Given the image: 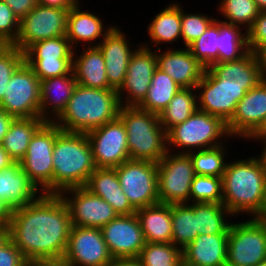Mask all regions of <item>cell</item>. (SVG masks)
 <instances>
[{
    "mask_svg": "<svg viewBox=\"0 0 266 266\" xmlns=\"http://www.w3.org/2000/svg\"><path fill=\"white\" fill-rule=\"evenodd\" d=\"M118 117L122 120L128 141L130 159L158 163L167 150V132L159 115L138 106H121Z\"/></svg>",
    "mask_w": 266,
    "mask_h": 266,
    "instance_id": "8992f818",
    "label": "cell"
},
{
    "mask_svg": "<svg viewBox=\"0 0 266 266\" xmlns=\"http://www.w3.org/2000/svg\"><path fill=\"white\" fill-rule=\"evenodd\" d=\"M63 258L71 266H108L112 261L101 228L72 226Z\"/></svg>",
    "mask_w": 266,
    "mask_h": 266,
    "instance_id": "ac0fdd59",
    "label": "cell"
},
{
    "mask_svg": "<svg viewBox=\"0 0 266 266\" xmlns=\"http://www.w3.org/2000/svg\"><path fill=\"white\" fill-rule=\"evenodd\" d=\"M73 52L74 49L65 35L33 43L24 51V61L41 81L70 74Z\"/></svg>",
    "mask_w": 266,
    "mask_h": 266,
    "instance_id": "7c38bea8",
    "label": "cell"
},
{
    "mask_svg": "<svg viewBox=\"0 0 266 266\" xmlns=\"http://www.w3.org/2000/svg\"><path fill=\"white\" fill-rule=\"evenodd\" d=\"M171 219V242L180 249H184L198 236L196 203L171 204Z\"/></svg>",
    "mask_w": 266,
    "mask_h": 266,
    "instance_id": "e575fe53",
    "label": "cell"
},
{
    "mask_svg": "<svg viewBox=\"0 0 266 266\" xmlns=\"http://www.w3.org/2000/svg\"><path fill=\"white\" fill-rule=\"evenodd\" d=\"M222 178L197 175L191 183L190 203H222Z\"/></svg>",
    "mask_w": 266,
    "mask_h": 266,
    "instance_id": "60d3db41",
    "label": "cell"
},
{
    "mask_svg": "<svg viewBox=\"0 0 266 266\" xmlns=\"http://www.w3.org/2000/svg\"><path fill=\"white\" fill-rule=\"evenodd\" d=\"M188 48L205 68L218 63V18Z\"/></svg>",
    "mask_w": 266,
    "mask_h": 266,
    "instance_id": "ab89813d",
    "label": "cell"
},
{
    "mask_svg": "<svg viewBox=\"0 0 266 266\" xmlns=\"http://www.w3.org/2000/svg\"><path fill=\"white\" fill-rule=\"evenodd\" d=\"M260 57L263 64L264 74L266 76V48L260 53Z\"/></svg>",
    "mask_w": 266,
    "mask_h": 266,
    "instance_id": "91938a15",
    "label": "cell"
},
{
    "mask_svg": "<svg viewBox=\"0 0 266 266\" xmlns=\"http://www.w3.org/2000/svg\"><path fill=\"white\" fill-rule=\"evenodd\" d=\"M250 141H260L264 142L266 141V120L261 126V128L250 138Z\"/></svg>",
    "mask_w": 266,
    "mask_h": 266,
    "instance_id": "9f6ffc18",
    "label": "cell"
},
{
    "mask_svg": "<svg viewBox=\"0 0 266 266\" xmlns=\"http://www.w3.org/2000/svg\"><path fill=\"white\" fill-rule=\"evenodd\" d=\"M253 218L266 223V181H265L264 199H263L262 206L259 212Z\"/></svg>",
    "mask_w": 266,
    "mask_h": 266,
    "instance_id": "11a10c76",
    "label": "cell"
},
{
    "mask_svg": "<svg viewBox=\"0 0 266 266\" xmlns=\"http://www.w3.org/2000/svg\"><path fill=\"white\" fill-rule=\"evenodd\" d=\"M26 262L22 252L10 239L0 248V266H23Z\"/></svg>",
    "mask_w": 266,
    "mask_h": 266,
    "instance_id": "bcb514c9",
    "label": "cell"
},
{
    "mask_svg": "<svg viewBox=\"0 0 266 266\" xmlns=\"http://www.w3.org/2000/svg\"><path fill=\"white\" fill-rule=\"evenodd\" d=\"M264 145H263V149L261 150V154H260V157L262 158L264 164H265V168H266V141L262 142Z\"/></svg>",
    "mask_w": 266,
    "mask_h": 266,
    "instance_id": "94428289",
    "label": "cell"
},
{
    "mask_svg": "<svg viewBox=\"0 0 266 266\" xmlns=\"http://www.w3.org/2000/svg\"><path fill=\"white\" fill-rule=\"evenodd\" d=\"M86 135L97 168H115L130 159L126 129L119 117Z\"/></svg>",
    "mask_w": 266,
    "mask_h": 266,
    "instance_id": "2e32d148",
    "label": "cell"
},
{
    "mask_svg": "<svg viewBox=\"0 0 266 266\" xmlns=\"http://www.w3.org/2000/svg\"><path fill=\"white\" fill-rule=\"evenodd\" d=\"M10 239L9 228H0V248Z\"/></svg>",
    "mask_w": 266,
    "mask_h": 266,
    "instance_id": "6f0895ef",
    "label": "cell"
},
{
    "mask_svg": "<svg viewBox=\"0 0 266 266\" xmlns=\"http://www.w3.org/2000/svg\"><path fill=\"white\" fill-rule=\"evenodd\" d=\"M39 192L20 162L13 161L0 170V199L12 210L34 202L42 194Z\"/></svg>",
    "mask_w": 266,
    "mask_h": 266,
    "instance_id": "cb8c5ba5",
    "label": "cell"
},
{
    "mask_svg": "<svg viewBox=\"0 0 266 266\" xmlns=\"http://www.w3.org/2000/svg\"><path fill=\"white\" fill-rule=\"evenodd\" d=\"M102 19L96 13L83 10L79 2L70 9L66 37L74 50L76 48L78 50L79 48L76 46L81 45V43H83L81 46L84 47H97L101 40L115 27L114 24L106 27Z\"/></svg>",
    "mask_w": 266,
    "mask_h": 266,
    "instance_id": "603a6c76",
    "label": "cell"
},
{
    "mask_svg": "<svg viewBox=\"0 0 266 266\" xmlns=\"http://www.w3.org/2000/svg\"><path fill=\"white\" fill-rule=\"evenodd\" d=\"M227 137L231 136L220 117L197 109L187 120L167 132V150L172 152L173 148H178L180 151L174 149L173 152L188 154L226 144Z\"/></svg>",
    "mask_w": 266,
    "mask_h": 266,
    "instance_id": "52a82bcc",
    "label": "cell"
},
{
    "mask_svg": "<svg viewBox=\"0 0 266 266\" xmlns=\"http://www.w3.org/2000/svg\"><path fill=\"white\" fill-rule=\"evenodd\" d=\"M145 243H169L172 239L171 204L157 203L136 211Z\"/></svg>",
    "mask_w": 266,
    "mask_h": 266,
    "instance_id": "f1b7e54d",
    "label": "cell"
},
{
    "mask_svg": "<svg viewBox=\"0 0 266 266\" xmlns=\"http://www.w3.org/2000/svg\"><path fill=\"white\" fill-rule=\"evenodd\" d=\"M120 107L117 90L77 84L65 110L54 123L63 131L88 133L116 119Z\"/></svg>",
    "mask_w": 266,
    "mask_h": 266,
    "instance_id": "277c9868",
    "label": "cell"
},
{
    "mask_svg": "<svg viewBox=\"0 0 266 266\" xmlns=\"http://www.w3.org/2000/svg\"><path fill=\"white\" fill-rule=\"evenodd\" d=\"M13 13L21 20L38 4L37 0H3Z\"/></svg>",
    "mask_w": 266,
    "mask_h": 266,
    "instance_id": "7dc6e473",
    "label": "cell"
},
{
    "mask_svg": "<svg viewBox=\"0 0 266 266\" xmlns=\"http://www.w3.org/2000/svg\"><path fill=\"white\" fill-rule=\"evenodd\" d=\"M242 29L218 19V63L238 60L249 52L247 31Z\"/></svg>",
    "mask_w": 266,
    "mask_h": 266,
    "instance_id": "1f68e13d",
    "label": "cell"
},
{
    "mask_svg": "<svg viewBox=\"0 0 266 266\" xmlns=\"http://www.w3.org/2000/svg\"><path fill=\"white\" fill-rule=\"evenodd\" d=\"M138 45L130 57L124 82L117 90L121 106H139L143 102L153 73L158 68L156 50L144 47L141 43Z\"/></svg>",
    "mask_w": 266,
    "mask_h": 266,
    "instance_id": "e0dca14e",
    "label": "cell"
},
{
    "mask_svg": "<svg viewBox=\"0 0 266 266\" xmlns=\"http://www.w3.org/2000/svg\"><path fill=\"white\" fill-rule=\"evenodd\" d=\"M115 169L123 192L136 210L159 203L157 163L129 159Z\"/></svg>",
    "mask_w": 266,
    "mask_h": 266,
    "instance_id": "8fae6325",
    "label": "cell"
},
{
    "mask_svg": "<svg viewBox=\"0 0 266 266\" xmlns=\"http://www.w3.org/2000/svg\"><path fill=\"white\" fill-rule=\"evenodd\" d=\"M228 216L234 218V215L222 203H196L198 235L229 234L231 219Z\"/></svg>",
    "mask_w": 266,
    "mask_h": 266,
    "instance_id": "d6a6232c",
    "label": "cell"
},
{
    "mask_svg": "<svg viewBox=\"0 0 266 266\" xmlns=\"http://www.w3.org/2000/svg\"><path fill=\"white\" fill-rule=\"evenodd\" d=\"M23 266H31V261H27Z\"/></svg>",
    "mask_w": 266,
    "mask_h": 266,
    "instance_id": "be15d7a7",
    "label": "cell"
},
{
    "mask_svg": "<svg viewBox=\"0 0 266 266\" xmlns=\"http://www.w3.org/2000/svg\"><path fill=\"white\" fill-rule=\"evenodd\" d=\"M38 4L53 8H72L79 0H37Z\"/></svg>",
    "mask_w": 266,
    "mask_h": 266,
    "instance_id": "681fc988",
    "label": "cell"
},
{
    "mask_svg": "<svg viewBox=\"0 0 266 266\" xmlns=\"http://www.w3.org/2000/svg\"><path fill=\"white\" fill-rule=\"evenodd\" d=\"M143 266H183V251L169 243H145L137 257Z\"/></svg>",
    "mask_w": 266,
    "mask_h": 266,
    "instance_id": "74e56055",
    "label": "cell"
},
{
    "mask_svg": "<svg viewBox=\"0 0 266 266\" xmlns=\"http://www.w3.org/2000/svg\"><path fill=\"white\" fill-rule=\"evenodd\" d=\"M44 123L40 117L13 119L2 146L14 161L20 162L25 156L32 136Z\"/></svg>",
    "mask_w": 266,
    "mask_h": 266,
    "instance_id": "4dcf8cb0",
    "label": "cell"
},
{
    "mask_svg": "<svg viewBox=\"0 0 266 266\" xmlns=\"http://www.w3.org/2000/svg\"><path fill=\"white\" fill-rule=\"evenodd\" d=\"M157 165L159 203H190L191 183L196 173L189 154L167 152Z\"/></svg>",
    "mask_w": 266,
    "mask_h": 266,
    "instance_id": "30bf717a",
    "label": "cell"
},
{
    "mask_svg": "<svg viewBox=\"0 0 266 266\" xmlns=\"http://www.w3.org/2000/svg\"><path fill=\"white\" fill-rule=\"evenodd\" d=\"M101 232L112 258H136L145 245L136 213L117 215Z\"/></svg>",
    "mask_w": 266,
    "mask_h": 266,
    "instance_id": "ffe728a7",
    "label": "cell"
},
{
    "mask_svg": "<svg viewBox=\"0 0 266 266\" xmlns=\"http://www.w3.org/2000/svg\"><path fill=\"white\" fill-rule=\"evenodd\" d=\"M217 7L224 22L240 26L245 31L251 27L260 12L254 0H220Z\"/></svg>",
    "mask_w": 266,
    "mask_h": 266,
    "instance_id": "f35d334b",
    "label": "cell"
},
{
    "mask_svg": "<svg viewBox=\"0 0 266 266\" xmlns=\"http://www.w3.org/2000/svg\"><path fill=\"white\" fill-rule=\"evenodd\" d=\"M121 30L115 25L97 46L104 57L108 83L115 90L123 84L130 57L135 51L132 47L134 43H129Z\"/></svg>",
    "mask_w": 266,
    "mask_h": 266,
    "instance_id": "7402d4cb",
    "label": "cell"
},
{
    "mask_svg": "<svg viewBox=\"0 0 266 266\" xmlns=\"http://www.w3.org/2000/svg\"><path fill=\"white\" fill-rule=\"evenodd\" d=\"M108 266H143L136 258H113Z\"/></svg>",
    "mask_w": 266,
    "mask_h": 266,
    "instance_id": "f5cc1de1",
    "label": "cell"
},
{
    "mask_svg": "<svg viewBox=\"0 0 266 266\" xmlns=\"http://www.w3.org/2000/svg\"><path fill=\"white\" fill-rule=\"evenodd\" d=\"M180 89L182 87L167 73L157 68L153 73L147 96L138 107L159 115Z\"/></svg>",
    "mask_w": 266,
    "mask_h": 266,
    "instance_id": "836d02e7",
    "label": "cell"
},
{
    "mask_svg": "<svg viewBox=\"0 0 266 266\" xmlns=\"http://www.w3.org/2000/svg\"><path fill=\"white\" fill-rule=\"evenodd\" d=\"M14 160L9 156V154L4 150L2 144H0V170L3 167L10 165Z\"/></svg>",
    "mask_w": 266,
    "mask_h": 266,
    "instance_id": "db71d44e",
    "label": "cell"
},
{
    "mask_svg": "<svg viewBox=\"0 0 266 266\" xmlns=\"http://www.w3.org/2000/svg\"><path fill=\"white\" fill-rule=\"evenodd\" d=\"M12 209L0 199V228H9Z\"/></svg>",
    "mask_w": 266,
    "mask_h": 266,
    "instance_id": "816d5d0a",
    "label": "cell"
},
{
    "mask_svg": "<svg viewBox=\"0 0 266 266\" xmlns=\"http://www.w3.org/2000/svg\"><path fill=\"white\" fill-rule=\"evenodd\" d=\"M260 11H266V0H254Z\"/></svg>",
    "mask_w": 266,
    "mask_h": 266,
    "instance_id": "680465c9",
    "label": "cell"
},
{
    "mask_svg": "<svg viewBox=\"0 0 266 266\" xmlns=\"http://www.w3.org/2000/svg\"><path fill=\"white\" fill-rule=\"evenodd\" d=\"M197 109L196 88H182L159 114V121L165 131L168 132L175 125L187 120Z\"/></svg>",
    "mask_w": 266,
    "mask_h": 266,
    "instance_id": "d590c367",
    "label": "cell"
},
{
    "mask_svg": "<svg viewBox=\"0 0 266 266\" xmlns=\"http://www.w3.org/2000/svg\"><path fill=\"white\" fill-rule=\"evenodd\" d=\"M228 235H198L182 249L183 266H226Z\"/></svg>",
    "mask_w": 266,
    "mask_h": 266,
    "instance_id": "484cf974",
    "label": "cell"
},
{
    "mask_svg": "<svg viewBox=\"0 0 266 266\" xmlns=\"http://www.w3.org/2000/svg\"><path fill=\"white\" fill-rule=\"evenodd\" d=\"M248 219L230 225L226 266H256L266 258V223Z\"/></svg>",
    "mask_w": 266,
    "mask_h": 266,
    "instance_id": "9c48e42d",
    "label": "cell"
},
{
    "mask_svg": "<svg viewBox=\"0 0 266 266\" xmlns=\"http://www.w3.org/2000/svg\"><path fill=\"white\" fill-rule=\"evenodd\" d=\"M0 107L14 118L40 117V80L25 61L12 74Z\"/></svg>",
    "mask_w": 266,
    "mask_h": 266,
    "instance_id": "4fadbf2b",
    "label": "cell"
},
{
    "mask_svg": "<svg viewBox=\"0 0 266 266\" xmlns=\"http://www.w3.org/2000/svg\"><path fill=\"white\" fill-rule=\"evenodd\" d=\"M72 221L59 194H41L12 210L10 240L27 261L64 256Z\"/></svg>",
    "mask_w": 266,
    "mask_h": 266,
    "instance_id": "6da1fadb",
    "label": "cell"
},
{
    "mask_svg": "<svg viewBox=\"0 0 266 266\" xmlns=\"http://www.w3.org/2000/svg\"><path fill=\"white\" fill-rule=\"evenodd\" d=\"M14 117L6 113L0 107V144H2L4 136L7 134L8 128Z\"/></svg>",
    "mask_w": 266,
    "mask_h": 266,
    "instance_id": "f907efd6",
    "label": "cell"
},
{
    "mask_svg": "<svg viewBox=\"0 0 266 266\" xmlns=\"http://www.w3.org/2000/svg\"><path fill=\"white\" fill-rule=\"evenodd\" d=\"M77 85L73 71L40 81V118L54 122L65 110Z\"/></svg>",
    "mask_w": 266,
    "mask_h": 266,
    "instance_id": "d4e9b609",
    "label": "cell"
},
{
    "mask_svg": "<svg viewBox=\"0 0 266 266\" xmlns=\"http://www.w3.org/2000/svg\"><path fill=\"white\" fill-rule=\"evenodd\" d=\"M20 20L11 8L0 0V45H13L19 35Z\"/></svg>",
    "mask_w": 266,
    "mask_h": 266,
    "instance_id": "ee69618b",
    "label": "cell"
},
{
    "mask_svg": "<svg viewBox=\"0 0 266 266\" xmlns=\"http://www.w3.org/2000/svg\"><path fill=\"white\" fill-rule=\"evenodd\" d=\"M265 77L260 54L252 51L235 61L212 64L196 86L198 109L227 123L246 92Z\"/></svg>",
    "mask_w": 266,
    "mask_h": 266,
    "instance_id": "7a4b0ae2",
    "label": "cell"
},
{
    "mask_svg": "<svg viewBox=\"0 0 266 266\" xmlns=\"http://www.w3.org/2000/svg\"><path fill=\"white\" fill-rule=\"evenodd\" d=\"M31 266H71L63 257L31 260Z\"/></svg>",
    "mask_w": 266,
    "mask_h": 266,
    "instance_id": "c3c4849f",
    "label": "cell"
},
{
    "mask_svg": "<svg viewBox=\"0 0 266 266\" xmlns=\"http://www.w3.org/2000/svg\"><path fill=\"white\" fill-rule=\"evenodd\" d=\"M181 7V35L184 47H188L193 41L198 39L206 29L216 20L207 14L186 13Z\"/></svg>",
    "mask_w": 266,
    "mask_h": 266,
    "instance_id": "b9f144b4",
    "label": "cell"
},
{
    "mask_svg": "<svg viewBox=\"0 0 266 266\" xmlns=\"http://www.w3.org/2000/svg\"><path fill=\"white\" fill-rule=\"evenodd\" d=\"M24 62V52L13 45H0V103L12 74Z\"/></svg>",
    "mask_w": 266,
    "mask_h": 266,
    "instance_id": "7bdbcfd3",
    "label": "cell"
},
{
    "mask_svg": "<svg viewBox=\"0 0 266 266\" xmlns=\"http://www.w3.org/2000/svg\"><path fill=\"white\" fill-rule=\"evenodd\" d=\"M156 50L157 67L167 73L182 88H196L205 67L192 55L188 47Z\"/></svg>",
    "mask_w": 266,
    "mask_h": 266,
    "instance_id": "44dd1931",
    "label": "cell"
},
{
    "mask_svg": "<svg viewBox=\"0 0 266 266\" xmlns=\"http://www.w3.org/2000/svg\"><path fill=\"white\" fill-rule=\"evenodd\" d=\"M266 120V77L246 92L237 103L232 118L226 123L233 137L244 138L247 142L261 128Z\"/></svg>",
    "mask_w": 266,
    "mask_h": 266,
    "instance_id": "d6986e66",
    "label": "cell"
},
{
    "mask_svg": "<svg viewBox=\"0 0 266 266\" xmlns=\"http://www.w3.org/2000/svg\"><path fill=\"white\" fill-rule=\"evenodd\" d=\"M86 133L61 130L53 147V194L85 186L96 169Z\"/></svg>",
    "mask_w": 266,
    "mask_h": 266,
    "instance_id": "5b68a950",
    "label": "cell"
},
{
    "mask_svg": "<svg viewBox=\"0 0 266 266\" xmlns=\"http://www.w3.org/2000/svg\"><path fill=\"white\" fill-rule=\"evenodd\" d=\"M60 131L54 122H45L32 136L20 160L23 171L43 194H53V147Z\"/></svg>",
    "mask_w": 266,
    "mask_h": 266,
    "instance_id": "ba28073f",
    "label": "cell"
},
{
    "mask_svg": "<svg viewBox=\"0 0 266 266\" xmlns=\"http://www.w3.org/2000/svg\"><path fill=\"white\" fill-rule=\"evenodd\" d=\"M228 145L189 152L197 175L223 177L227 164Z\"/></svg>",
    "mask_w": 266,
    "mask_h": 266,
    "instance_id": "8d00e7d4",
    "label": "cell"
},
{
    "mask_svg": "<svg viewBox=\"0 0 266 266\" xmlns=\"http://www.w3.org/2000/svg\"><path fill=\"white\" fill-rule=\"evenodd\" d=\"M249 51L260 54L266 48V11H260L247 30Z\"/></svg>",
    "mask_w": 266,
    "mask_h": 266,
    "instance_id": "f6af8a7d",
    "label": "cell"
},
{
    "mask_svg": "<svg viewBox=\"0 0 266 266\" xmlns=\"http://www.w3.org/2000/svg\"><path fill=\"white\" fill-rule=\"evenodd\" d=\"M59 195L68 208L72 226L102 228L118 215L108 202L85 186L65 189Z\"/></svg>",
    "mask_w": 266,
    "mask_h": 266,
    "instance_id": "9a60e30c",
    "label": "cell"
},
{
    "mask_svg": "<svg viewBox=\"0 0 266 266\" xmlns=\"http://www.w3.org/2000/svg\"><path fill=\"white\" fill-rule=\"evenodd\" d=\"M70 9L37 4L20 20L19 35L13 46L24 52L37 41L65 36Z\"/></svg>",
    "mask_w": 266,
    "mask_h": 266,
    "instance_id": "5bb4252c",
    "label": "cell"
},
{
    "mask_svg": "<svg viewBox=\"0 0 266 266\" xmlns=\"http://www.w3.org/2000/svg\"><path fill=\"white\" fill-rule=\"evenodd\" d=\"M265 181L266 168L260 155L227 162L222 177V204L234 217H254L263 203Z\"/></svg>",
    "mask_w": 266,
    "mask_h": 266,
    "instance_id": "3957f363",
    "label": "cell"
},
{
    "mask_svg": "<svg viewBox=\"0 0 266 266\" xmlns=\"http://www.w3.org/2000/svg\"><path fill=\"white\" fill-rule=\"evenodd\" d=\"M150 45L147 42L141 44L144 47L152 49L159 45L181 42V4L178 2L169 3L163 10L153 17V20L147 26ZM154 44L153 47L151 44ZM149 45V46H148Z\"/></svg>",
    "mask_w": 266,
    "mask_h": 266,
    "instance_id": "f546056e",
    "label": "cell"
},
{
    "mask_svg": "<svg viewBox=\"0 0 266 266\" xmlns=\"http://www.w3.org/2000/svg\"><path fill=\"white\" fill-rule=\"evenodd\" d=\"M85 187L108 202L118 215L135 214L137 211L123 192L115 168H96Z\"/></svg>",
    "mask_w": 266,
    "mask_h": 266,
    "instance_id": "4316f807",
    "label": "cell"
},
{
    "mask_svg": "<svg viewBox=\"0 0 266 266\" xmlns=\"http://www.w3.org/2000/svg\"><path fill=\"white\" fill-rule=\"evenodd\" d=\"M76 54L73 52V66L77 84L95 89H113L106 75L105 61L102 52L98 47H83Z\"/></svg>",
    "mask_w": 266,
    "mask_h": 266,
    "instance_id": "83f0119b",
    "label": "cell"
},
{
    "mask_svg": "<svg viewBox=\"0 0 266 266\" xmlns=\"http://www.w3.org/2000/svg\"><path fill=\"white\" fill-rule=\"evenodd\" d=\"M256 266H266V258L261 261L259 264H257Z\"/></svg>",
    "mask_w": 266,
    "mask_h": 266,
    "instance_id": "6125c7cd",
    "label": "cell"
}]
</instances>
